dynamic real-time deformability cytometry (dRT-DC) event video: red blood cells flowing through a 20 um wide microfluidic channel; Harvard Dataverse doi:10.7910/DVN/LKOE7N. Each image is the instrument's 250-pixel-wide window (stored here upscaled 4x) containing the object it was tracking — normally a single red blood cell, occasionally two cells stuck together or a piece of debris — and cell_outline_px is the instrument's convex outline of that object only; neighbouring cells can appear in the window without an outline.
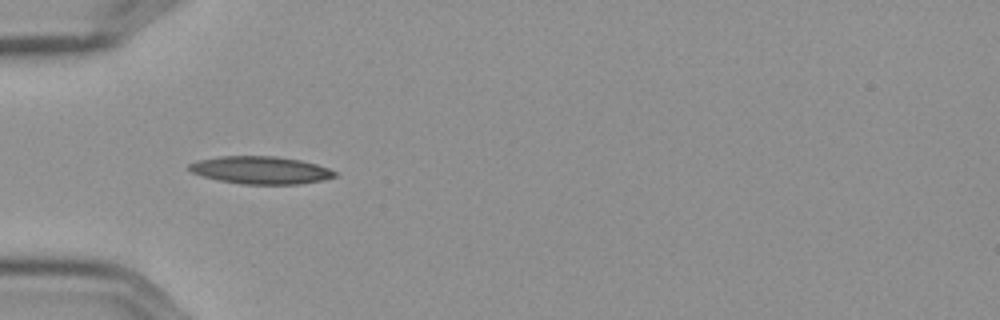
{"species": "Egyptian fruit bat (a non-hibernating species)", "species_latin": "Rousettus aegyptiacus", "temperature_condition": "cold", "stored_images_in_passage": 15, "camera_frame_rate_fps": 3000, "um_per_image_px": 0.085, "frame": {"image": 1, "passage_image": 5, "time_ms": 1.333, "image_size_px": [1000, 320], "cell_outline_px": [[336, 176], [324, 180], [300, 184], [240, 184], [220, 180], [204, 176], [192, 172], [188, 168], [188, 164], [196, 160], [220, 156], [276, 156], [300, 160], [316, 164], [328, 168], [336, 172]], "centroid_in_image_um": [22.16, 14.46], "position_along_channel_um": 62.8, "area_um2": 23.41}}
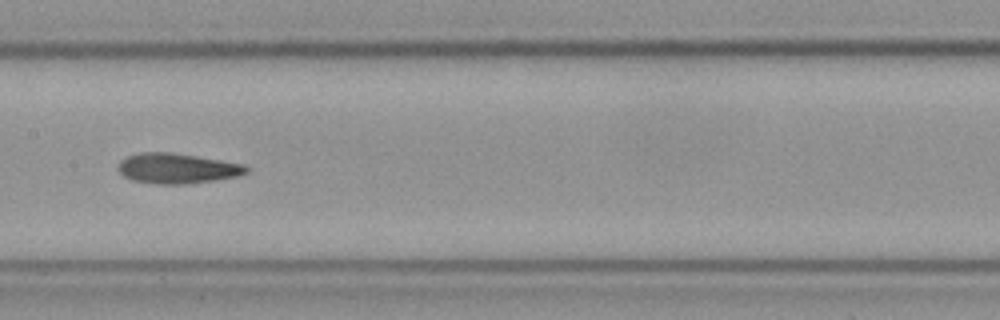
{"frame": {"image": 2, "passage_image": 8, "time_ms": 2.333, "image_size_px": [1000, 320], "cell_outline_px": [[248, 172], [236, 176], [212, 180], [184, 184], [160, 184], [132, 180], [124, 176], [120, 172], [120, 160], [128, 156], [140, 152], [168, 152], [196, 156], [244, 164], [248, 168]], "centroid_in_image_um": [15.05, 14.31], "position_along_channel_um": 192.3, "area_um2": 22.14}}
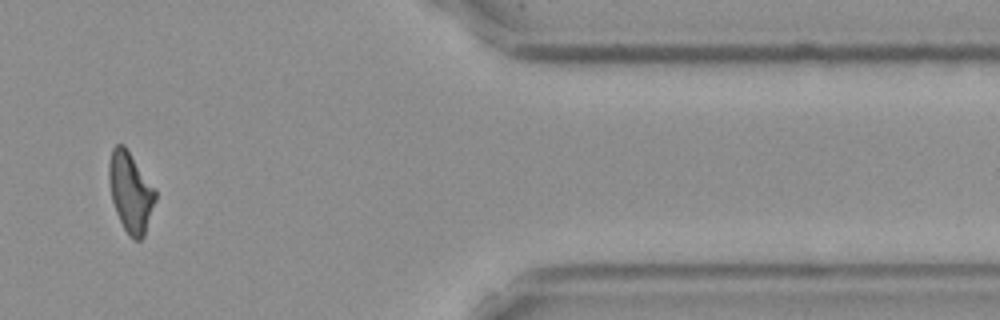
{"frame": {"image": 3, "passage_image": 13, "time_ms": 4.0, "image_size_px": [1000, 320], "cell_outline_px": [[156, 200], [144, 236], [140, 240], [132, 240], [124, 228], [116, 212], [112, 200], [108, 180], [108, 164], [112, 148], [116, 144], [124, 144], [156, 188]], "centroid_in_image_um": [11.1, 16.31], "position_along_channel_um": 400.3, "area_um2": 21.91}}